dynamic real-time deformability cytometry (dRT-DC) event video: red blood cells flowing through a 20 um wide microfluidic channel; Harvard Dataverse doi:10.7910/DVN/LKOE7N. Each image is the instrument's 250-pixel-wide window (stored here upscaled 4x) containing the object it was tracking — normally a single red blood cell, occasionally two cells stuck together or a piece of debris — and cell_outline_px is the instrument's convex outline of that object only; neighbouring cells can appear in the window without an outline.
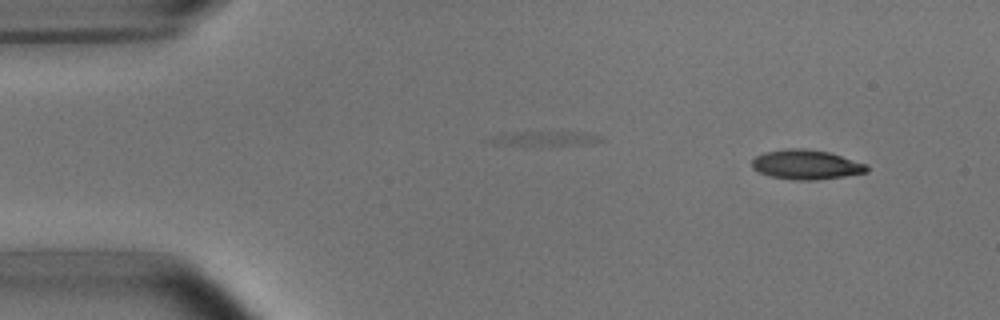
{"species": "common noctule bat (a hibernating species)", "species_latin": "Nyctalus noctula", "temperature_condition": "room temperature", "stored_images_in_passage": 5, "camera_frame_rate_fps": 3000, "um_per_image_px": 0.085, "animal": {"sex": "male", "body_mass_g": 15.6}, "frame": {"image": 1, "passage_image": 1, "time_ms": 0.0, "image_size_px": [1000, 320], "cell_outline_px": [[868, 172], [844, 176], [816, 180], [796, 180], [772, 176], [760, 172], [752, 168], [752, 160], [756, 156], [764, 152], [784, 148], [804, 148], [828, 152], [868, 164]], "centroid_in_image_um": [68.53, 13.98], "position_along_channel_um": 16.5, "area_um2": 19.77}}